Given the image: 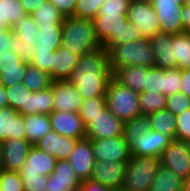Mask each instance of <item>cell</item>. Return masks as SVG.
I'll return each mask as SVG.
<instances>
[{
	"mask_svg": "<svg viewBox=\"0 0 190 191\" xmlns=\"http://www.w3.org/2000/svg\"><path fill=\"white\" fill-rule=\"evenodd\" d=\"M112 78L108 52L100 47L81 55L79 63L67 80L76 86L81 97L86 99L105 98L108 83Z\"/></svg>",
	"mask_w": 190,
	"mask_h": 191,
	"instance_id": "1",
	"label": "cell"
},
{
	"mask_svg": "<svg viewBox=\"0 0 190 191\" xmlns=\"http://www.w3.org/2000/svg\"><path fill=\"white\" fill-rule=\"evenodd\" d=\"M92 21L96 36L106 51L117 44L144 39L137 26L128 21L127 15L105 14Z\"/></svg>",
	"mask_w": 190,
	"mask_h": 191,
	"instance_id": "2",
	"label": "cell"
},
{
	"mask_svg": "<svg viewBox=\"0 0 190 191\" xmlns=\"http://www.w3.org/2000/svg\"><path fill=\"white\" fill-rule=\"evenodd\" d=\"M61 46L79 56L100 47L93 21L90 19L66 16L63 20Z\"/></svg>",
	"mask_w": 190,
	"mask_h": 191,
	"instance_id": "3",
	"label": "cell"
},
{
	"mask_svg": "<svg viewBox=\"0 0 190 191\" xmlns=\"http://www.w3.org/2000/svg\"><path fill=\"white\" fill-rule=\"evenodd\" d=\"M109 68L113 72L123 66L155 67V58L149 38L117 44L108 50Z\"/></svg>",
	"mask_w": 190,
	"mask_h": 191,
	"instance_id": "4",
	"label": "cell"
},
{
	"mask_svg": "<svg viewBox=\"0 0 190 191\" xmlns=\"http://www.w3.org/2000/svg\"><path fill=\"white\" fill-rule=\"evenodd\" d=\"M105 98L109 110L123 122L142 114L139 94L121 85L113 77L108 83Z\"/></svg>",
	"mask_w": 190,
	"mask_h": 191,
	"instance_id": "5",
	"label": "cell"
},
{
	"mask_svg": "<svg viewBox=\"0 0 190 191\" xmlns=\"http://www.w3.org/2000/svg\"><path fill=\"white\" fill-rule=\"evenodd\" d=\"M160 165L159 157L131 155L123 187L126 191H149Z\"/></svg>",
	"mask_w": 190,
	"mask_h": 191,
	"instance_id": "6",
	"label": "cell"
},
{
	"mask_svg": "<svg viewBox=\"0 0 190 191\" xmlns=\"http://www.w3.org/2000/svg\"><path fill=\"white\" fill-rule=\"evenodd\" d=\"M159 19L161 32L182 34L190 30L184 4L180 0H151Z\"/></svg>",
	"mask_w": 190,
	"mask_h": 191,
	"instance_id": "7",
	"label": "cell"
},
{
	"mask_svg": "<svg viewBox=\"0 0 190 191\" xmlns=\"http://www.w3.org/2000/svg\"><path fill=\"white\" fill-rule=\"evenodd\" d=\"M15 34V54L30 62L35 54L38 25L32 15H26L16 21L11 29Z\"/></svg>",
	"mask_w": 190,
	"mask_h": 191,
	"instance_id": "8",
	"label": "cell"
},
{
	"mask_svg": "<svg viewBox=\"0 0 190 191\" xmlns=\"http://www.w3.org/2000/svg\"><path fill=\"white\" fill-rule=\"evenodd\" d=\"M128 21L135 24L144 38L161 33V26L151 1L132 0L128 7Z\"/></svg>",
	"mask_w": 190,
	"mask_h": 191,
	"instance_id": "9",
	"label": "cell"
},
{
	"mask_svg": "<svg viewBox=\"0 0 190 191\" xmlns=\"http://www.w3.org/2000/svg\"><path fill=\"white\" fill-rule=\"evenodd\" d=\"M131 155L159 157L172 140L158 131H147L140 136L124 137Z\"/></svg>",
	"mask_w": 190,
	"mask_h": 191,
	"instance_id": "10",
	"label": "cell"
},
{
	"mask_svg": "<svg viewBox=\"0 0 190 191\" xmlns=\"http://www.w3.org/2000/svg\"><path fill=\"white\" fill-rule=\"evenodd\" d=\"M160 163L184 179L190 176V142L172 139L162 152Z\"/></svg>",
	"mask_w": 190,
	"mask_h": 191,
	"instance_id": "11",
	"label": "cell"
},
{
	"mask_svg": "<svg viewBox=\"0 0 190 191\" xmlns=\"http://www.w3.org/2000/svg\"><path fill=\"white\" fill-rule=\"evenodd\" d=\"M124 122L117 118L108 107L91 118L85 126V138L102 139L123 135Z\"/></svg>",
	"mask_w": 190,
	"mask_h": 191,
	"instance_id": "12",
	"label": "cell"
},
{
	"mask_svg": "<svg viewBox=\"0 0 190 191\" xmlns=\"http://www.w3.org/2000/svg\"><path fill=\"white\" fill-rule=\"evenodd\" d=\"M95 162L98 161H128L131 152L124 135L112 138L91 139Z\"/></svg>",
	"mask_w": 190,
	"mask_h": 191,
	"instance_id": "13",
	"label": "cell"
},
{
	"mask_svg": "<svg viewBox=\"0 0 190 191\" xmlns=\"http://www.w3.org/2000/svg\"><path fill=\"white\" fill-rule=\"evenodd\" d=\"M127 161H98L90 176L91 181L111 189L123 188Z\"/></svg>",
	"mask_w": 190,
	"mask_h": 191,
	"instance_id": "14",
	"label": "cell"
},
{
	"mask_svg": "<svg viewBox=\"0 0 190 191\" xmlns=\"http://www.w3.org/2000/svg\"><path fill=\"white\" fill-rule=\"evenodd\" d=\"M67 160L81 182L89 180L95 163L91 139H79Z\"/></svg>",
	"mask_w": 190,
	"mask_h": 191,
	"instance_id": "15",
	"label": "cell"
},
{
	"mask_svg": "<svg viewBox=\"0 0 190 191\" xmlns=\"http://www.w3.org/2000/svg\"><path fill=\"white\" fill-rule=\"evenodd\" d=\"M51 128L61 136L85 138V126L78 112L53 111L50 115Z\"/></svg>",
	"mask_w": 190,
	"mask_h": 191,
	"instance_id": "16",
	"label": "cell"
},
{
	"mask_svg": "<svg viewBox=\"0 0 190 191\" xmlns=\"http://www.w3.org/2000/svg\"><path fill=\"white\" fill-rule=\"evenodd\" d=\"M81 180L68 160H57L54 171L48 176L46 190L79 191Z\"/></svg>",
	"mask_w": 190,
	"mask_h": 191,
	"instance_id": "17",
	"label": "cell"
},
{
	"mask_svg": "<svg viewBox=\"0 0 190 191\" xmlns=\"http://www.w3.org/2000/svg\"><path fill=\"white\" fill-rule=\"evenodd\" d=\"M54 95L53 111L78 112L83 98L78 93L76 86L69 81H53Z\"/></svg>",
	"mask_w": 190,
	"mask_h": 191,
	"instance_id": "18",
	"label": "cell"
},
{
	"mask_svg": "<svg viewBox=\"0 0 190 191\" xmlns=\"http://www.w3.org/2000/svg\"><path fill=\"white\" fill-rule=\"evenodd\" d=\"M32 144L26 139H8L2 142V169L19 171L26 161Z\"/></svg>",
	"mask_w": 190,
	"mask_h": 191,
	"instance_id": "19",
	"label": "cell"
},
{
	"mask_svg": "<svg viewBox=\"0 0 190 191\" xmlns=\"http://www.w3.org/2000/svg\"><path fill=\"white\" fill-rule=\"evenodd\" d=\"M78 140L76 138L61 136L51 130L37 141L34 146L54 156L57 160H67Z\"/></svg>",
	"mask_w": 190,
	"mask_h": 191,
	"instance_id": "20",
	"label": "cell"
},
{
	"mask_svg": "<svg viewBox=\"0 0 190 191\" xmlns=\"http://www.w3.org/2000/svg\"><path fill=\"white\" fill-rule=\"evenodd\" d=\"M57 159L50 154L41 151L36 146H32L26 161L19 169L20 175H44L50 176L54 171Z\"/></svg>",
	"mask_w": 190,
	"mask_h": 191,
	"instance_id": "21",
	"label": "cell"
},
{
	"mask_svg": "<svg viewBox=\"0 0 190 191\" xmlns=\"http://www.w3.org/2000/svg\"><path fill=\"white\" fill-rule=\"evenodd\" d=\"M26 139L23 115L12 108H0V141Z\"/></svg>",
	"mask_w": 190,
	"mask_h": 191,
	"instance_id": "22",
	"label": "cell"
},
{
	"mask_svg": "<svg viewBox=\"0 0 190 191\" xmlns=\"http://www.w3.org/2000/svg\"><path fill=\"white\" fill-rule=\"evenodd\" d=\"M155 58V67L170 69L176 68V60L173 59V35L158 33L150 38Z\"/></svg>",
	"mask_w": 190,
	"mask_h": 191,
	"instance_id": "23",
	"label": "cell"
},
{
	"mask_svg": "<svg viewBox=\"0 0 190 191\" xmlns=\"http://www.w3.org/2000/svg\"><path fill=\"white\" fill-rule=\"evenodd\" d=\"M149 68L144 66H123L112 72V77L121 85L127 86L136 93L144 91Z\"/></svg>",
	"mask_w": 190,
	"mask_h": 191,
	"instance_id": "24",
	"label": "cell"
},
{
	"mask_svg": "<svg viewBox=\"0 0 190 191\" xmlns=\"http://www.w3.org/2000/svg\"><path fill=\"white\" fill-rule=\"evenodd\" d=\"M79 59V55L72 54L62 46L58 47L54 51L52 58L53 81L68 80L79 63Z\"/></svg>",
	"mask_w": 190,
	"mask_h": 191,
	"instance_id": "25",
	"label": "cell"
},
{
	"mask_svg": "<svg viewBox=\"0 0 190 191\" xmlns=\"http://www.w3.org/2000/svg\"><path fill=\"white\" fill-rule=\"evenodd\" d=\"M25 137L26 140L35 145L42 137L52 130L50 116L48 114L25 115Z\"/></svg>",
	"mask_w": 190,
	"mask_h": 191,
	"instance_id": "26",
	"label": "cell"
},
{
	"mask_svg": "<svg viewBox=\"0 0 190 191\" xmlns=\"http://www.w3.org/2000/svg\"><path fill=\"white\" fill-rule=\"evenodd\" d=\"M54 95L52 86L47 89L27 93L26 115L48 114L53 112Z\"/></svg>",
	"mask_w": 190,
	"mask_h": 191,
	"instance_id": "27",
	"label": "cell"
},
{
	"mask_svg": "<svg viewBox=\"0 0 190 191\" xmlns=\"http://www.w3.org/2000/svg\"><path fill=\"white\" fill-rule=\"evenodd\" d=\"M184 178L174 171L160 165L149 191H183Z\"/></svg>",
	"mask_w": 190,
	"mask_h": 191,
	"instance_id": "28",
	"label": "cell"
},
{
	"mask_svg": "<svg viewBox=\"0 0 190 191\" xmlns=\"http://www.w3.org/2000/svg\"><path fill=\"white\" fill-rule=\"evenodd\" d=\"M35 51L54 52L61 46L63 26L38 25Z\"/></svg>",
	"mask_w": 190,
	"mask_h": 191,
	"instance_id": "29",
	"label": "cell"
},
{
	"mask_svg": "<svg viewBox=\"0 0 190 191\" xmlns=\"http://www.w3.org/2000/svg\"><path fill=\"white\" fill-rule=\"evenodd\" d=\"M151 130L162 132L165 135H168L171 139H175L176 132V116L173 115L167 109H162L157 112H152L148 114Z\"/></svg>",
	"mask_w": 190,
	"mask_h": 191,
	"instance_id": "30",
	"label": "cell"
},
{
	"mask_svg": "<svg viewBox=\"0 0 190 191\" xmlns=\"http://www.w3.org/2000/svg\"><path fill=\"white\" fill-rule=\"evenodd\" d=\"M26 15L20 0H0V27L12 29L14 23Z\"/></svg>",
	"mask_w": 190,
	"mask_h": 191,
	"instance_id": "31",
	"label": "cell"
},
{
	"mask_svg": "<svg viewBox=\"0 0 190 191\" xmlns=\"http://www.w3.org/2000/svg\"><path fill=\"white\" fill-rule=\"evenodd\" d=\"M173 59L179 69L190 68V30L173 35Z\"/></svg>",
	"mask_w": 190,
	"mask_h": 191,
	"instance_id": "32",
	"label": "cell"
},
{
	"mask_svg": "<svg viewBox=\"0 0 190 191\" xmlns=\"http://www.w3.org/2000/svg\"><path fill=\"white\" fill-rule=\"evenodd\" d=\"M22 84L32 92H38L52 86L53 79L49 73L29 64Z\"/></svg>",
	"mask_w": 190,
	"mask_h": 191,
	"instance_id": "33",
	"label": "cell"
},
{
	"mask_svg": "<svg viewBox=\"0 0 190 191\" xmlns=\"http://www.w3.org/2000/svg\"><path fill=\"white\" fill-rule=\"evenodd\" d=\"M37 25L63 26V15L48 0L32 14Z\"/></svg>",
	"mask_w": 190,
	"mask_h": 191,
	"instance_id": "34",
	"label": "cell"
},
{
	"mask_svg": "<svg viewBox=\"0 0 190 191\" xmlns=\"http://www.w3.org/2000/svg\"><path fill=\"white\" fill-rule=\"evenodd\" d=\"M27 93H32V91L28 90L22 83L6 87L8 107L25 116Z\"/></svg>",
	"mask_w": 190,
	"mask_h": 191,
	"instance_id": "35",
	"label": "cell"
},
{
	"mask_svg": "<svg viewBox=\"0 0 190 191\" xmlns=\"http://www.w3.org/2000/svg\"><path fill=\"white\" fill-rule=\"evenodd\" d=\"M29 62L3 64L0 67L3 87H10L22 83Z\"/></svg>",
	"mask_w": 190,
	"mask_h": 191,
	"instance_id": "36",
	"label": "cell"
},
{
	"mask_svg": "<svg viewBox=\"0 0 190 191\" xmlns=\"http://www.w3.org/2000/svg\"><path fill=\"white\" fill-rule=\"evenodd\" d=\"M167 96L162 93H146L139 94V105L142 114H150L162 109H166Z\"/></svg>",
	"mask_w": 190,
	"mask_h": 191,
	"instance_id": "37",
	"label": "cell"
},
{
	"mask_svg": "<svg viewBox=\"0 0 190 191\" xmlns=\"http://www.w3.org/2000/svg\"><path fill=\"white\" fill-rule=\"evenodd\" d=\"M107 107L106 98H91L83 100L78 114L81 116L84 126L91 122V118L99 114Z\"/></svg>",
	"mask_w": 190,
	"mask_h": 191,
	"instance_id": "38",
	"label": "cell"
},
{
	"mask_svg": "<svg viewBox=\"0 0 190 191\" xmlns=\"http://www.w3.org/2000/svg\"><path fill=\"white\" fill-rule=\"evenodd\" d=\"M150 130L151 124L149 116L146 114H141L124 122L123 135L124 137H137Z\"/></svg>",
	"mask_w": 190,
	"mask_h": 191,
	"instance_id": "39",
	"label": "cell"
},
{
	"mask_svg": "<svg viewBox=\"0 0 190 191\" xmlns=\"http://www.w3.org/2000/svg\"><path fill=\"white\" fill-rule=\"evenodd\" d=\"M182 88V72L178 67L164 69V90L162 94L170 96L181 92Z\"/></svg>",
	"mask_w": 190,
	"mask_h": 191,
	"instance_id": "40",
	"label": "cell"
},
{
	"mask_svg": "<svg viewBox=\"0 0 190 191\" xmlns=\"http://www.w3.org/2000/svg\"><path fill=\"white\" fill-rule=\"evenodd\" d=\"M106 0H77L74 16L93 20Z\"/></svg>",
	"mask_w": 190,
	"mask_h": 191,
	"instance_id": "41",
	"label": "cell"
},
{
	"mask_svg": "<svg viewBox=\"0 0 190 191\" xmlns=\"http://www.w3.org/2000/svg\"><path fill=\"white\" fill-rule=\"evenodd\" d=\"M164 90V69L150 67L144 86L146 93H162Z\"/></svg>",
	"mask_w": 190,
	"mask_h": 191,
	"instance_id": "42",
	"label": "cell"
},
{
	"mask_svg": "<svg viewBox=\"0 0 190 191\" xmlns=\"http://www.w3.org/2000/svg\"><path fill=\"white\" fill-rule=\"evenodd\" d=\"M1 191H24L22 178L17 171L0 170Z\"/></svg>",
	"mask_w": 190,
	"mask_h": 191,
	"instance_id": "43",
	"label": "cell"
},
{
	"mask_svg": "<svg viewBox=\"0 0 190 191\" xmlns=\"http://www.w3.org/2000/svg\"><path fill=\"white\" fill-rule=\"evenodd\" d=\"M166 109L177 116L185 110L190 109V98L182 92L167 97Z\"/></svg>",
	"mask_w": 190,
	"mask_h": 191,
	"instance_id": "44",
	"label": "cell"
},
{
	"mask_svg": "<svg viewBox=\"0 0 190 191\" xmlns=\"http://www.w3.org/2000/svg\"><path fill=\"white\" fill-rule=\"evenodd\" d=\"M132 0H106L99 9L97 16L105 14L127 15Z\"/></svg>",
	"mask_w": 190,
	"mask_h": 191,
	"instance_id": "45",
	"label": "cell"
},
{
	"mask_svg": "<svg viewBox=\"0 0 190 191\" xmlns=\"http://www.w3.org/2000/svg\"><path fill=\"white\" fill-rule=\"evenodd\" d=\"M53 53L54 52L36 51L29 64L44 72L49 73L53 79V65H52Z\"/></svg>",
	"mask_w": 190,
	"mask_h": 191,
	"instance_id": "46",
	"label": "cell"
},
{
	"mask_svg": "<svg viewBox=\"0 0 190 191\" xmlns=\"http://www.w3.org/2000/svg\"><path fill=\"white\" fill-rule=\"evenodd\" d=\"M175 139L190 142V109L176 116Z\"/></svg>",
	"mask_w": 190,
	"mask_h": 191,
	"instance_id": "47",
	"label": "cell"
},
{
	"mask_svg": "<svg viewBox=\"0 0 190 191\" xmlns=\"http://www.w3.org/2000/svg\"><path fill=\"white\" fill-rule=\"evenodd\" d=\"M20 177L22 178L24 191H46L47 176L38 174L20 175Z\"/></svg>",
	"mask_w": 190,
	"mask_h": 191,
	"instance_id": "48",
	"label": "cell"
},
{
	"mask_svg": "<svg viewBox=\"0 0 190 191\" xmlns=\"http://www.w3.org/2000/svg\"><path fill=\"white\" fill-rule=\"evenodd\" d=\"M15 53V34L11 29L0 27V55Z\"/></svg>",
	"mask_w": 190,
	"mask_h": 191,
	"instance_id": "49",
	"label": "cell"
},
{
	"mask_svg": "<svg viewBox=\"0 0 190 191\" xmlns=\"http://www.w3.org/2000/svg\"><path fill=\"white\" fill-rule=\"evenodd\" d=\"M50 3L54 4L59 12L66 16H74V11L76 8L77 0H48Z\"/></svg>",
	"mask_w": 190,
	"mask_h": 191,
	"instance_id": "50",
	"label": "cell"
},
{
	"mask_svg": "<svg viewBox=\"0 0 190 191\" xmlns=\"http://www.w3.org/2000/svg\"><path fill=\"white\" fill-rule=\"evenodd\" d=\"M79 191H111V188L91 180H85L81 182Z\"/></svg>",
	"mask_w": 190,
	"mask_h": 191,
	"instance_id": "51",
	"label": "cell"
},
{
	"mask_svg": "<svg viewBox=\"0 0 190 191\" xmlns=\"http://www.w3.org/2000/svg\"><path fill=\"white\" fill-rule=\"evenodd\" d=\"M47 0H20L28 15H32Z\"/></svg>",
	"mask_w": 190,
	"mask_h": 191,
	"instance_id": "52",
	"label": "cell"
},
{
	"mask_svg": "<svg viewBox=\"0 0 190 191\" xmlns=\"http://www.w3.org/2000/svg\"><path fill=\"white\" fill-rule=\"evenodd\" d=\"M10 63H25V61L22 57L18 56L13 51H11V54L0 55V67L3 64Z\"/></svg>",
	"mask_w": 190,
	"mask_h": 191,
	"instance_id": "53",
	"label": "cell"
},
{
	"mask_svg": "<svg viewBox=\"0 0 190 191\" xmlns=\"http://www.w3.org/2000/svg\"><path fill=\"white\" fill-rule=\"evenodd\" d=\"M181 72H182L181 92L190 98V68L181 70Z\"/></svg>",
	"mask_w": 190,
	"mask_h": 191,
	"instance_id": "54",
	"label": "cell"
},
{
	"mask_svg": "<svg viewBox=\"0 0 190 191\" xmlns=\"http://www.w3.org/2000/svg\"><path fill=\"white\" fill-rule=\"evenodd\" d=\"M8 107V99L6 94V87L0 88V108Z\"/></svg>",
	"mask_w": 190,
	"mask_h": 191,
	"instance_id": "55",
	"label": "cell"
},
{
	"mask_svg": "<svg viewBox=\"0 0 190 191\" xmlns=\"http://www.w3.org/2000/svg\"><path fill=\"white\" fill-rule=\"evenodd\" d=\"M184 8H185L186 13H187L188 23L190 24V0H186V4L184 5Z\"/></svg>",
	"mask_w": 190,
	"mask_h": 191,
	"instance_id": "56",
	"label": "cell"
},
{
	"mask_svg": "<svg viewBox=\"0 0 190 191\" xmlns=\"http://www.w3.org/2000/svg\"><path fill=\"white\" fill-rule=\"evenodd\" d=\"M183 191H190V176L184 179Z\"/></svg>",
	"mask_w": 190,
	"mask_h": 191,
	"instance_id": "57",
	"label": "cell"
},
{
	"mask_svg": "<svg viewBox=\"0 0 190 191\" xmlns=\"http://www.w3.org/2000/svg\"><path fill=\"white\" fill-rule=\"evenodd\" d=\"M2 169V142L0 141V170Z\"/></svg>",
	"mask_w": 190,
	"mask_h": 191,
	"instance_id": "58",
	"label": "cell"
},
{
	"mask_svg": "<svg viewBox=\"0 0 190 191\" xmlns=\"http://www.w3.org/2000/svg\"><path fill=\"white\" fill-rule=\"evenodd\" d=\"M111 191H126V189L123 188H115V189H111Z\"/></svg>",
	"mask_w": 190,
	"mask_h": 191,
	"instance_id": "59",
	"label": "cell"
},
{
	"mask_svg": "<svg viewBox=\"0 0 190 191\" xmlns=\"http://www.w3.org/2000/svg\"><path fill=\"white\" fill-rule=\"evenodd\" d=\"M3 87V81H2V75H1V72H0V88Z\"/></svg>",
	"mask_w": 190,
	"mask_h": 191,
	"instance_id": "60",
	"label": "cell"
},
{
	"mask_svg": "<svg viewBox=\"0 0 190 191\" xmlns=\"http://www.w3.org/2000/svg\"><path fill=\"white\" fill-rule=\"evenodd\" d=\"M184 5L186 4V0H180Z\"/></svg>",
	"mask_w": 190,
	"mask_h": 191,
	"instance_id": "61",
	"label": "cell"
}]
</instances>
